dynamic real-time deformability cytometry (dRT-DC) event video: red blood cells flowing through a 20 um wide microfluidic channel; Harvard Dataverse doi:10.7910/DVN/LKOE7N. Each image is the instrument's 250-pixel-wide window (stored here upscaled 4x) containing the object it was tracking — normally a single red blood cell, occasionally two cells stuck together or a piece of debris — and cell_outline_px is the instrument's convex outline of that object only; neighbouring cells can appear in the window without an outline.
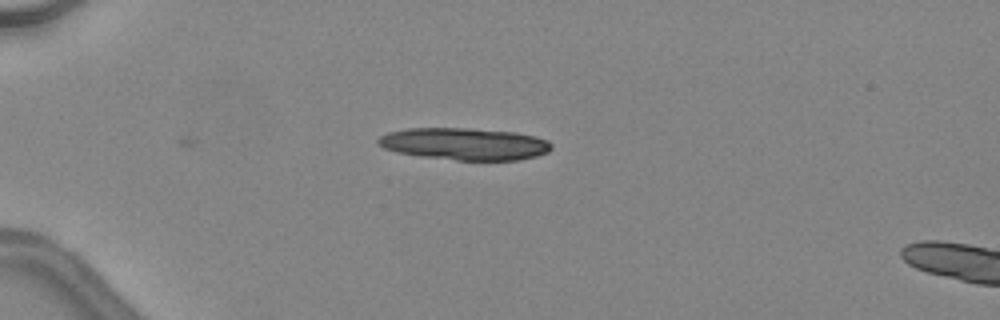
{"species": "common noctule bat (a hibernating species)", "species_latin": "Nyctalus noctula", "temperature_condition": "warm", "stored_images_in_passage": 10, "camera_frame_rate_fps": 3000, "um_per_image_px": 0.085, "animal": {"sex": "female", "body_mass_g": 24.6, "forearm_length_mm": 56.2}, "frame": {"image": 1, "passage_image": 1, "time_ms": 0.0, "image_size_px": [1000, 320], "cell_outline_px": [[552, 148], [548, 152], [536, 156], [520, 160], [456, 160], [420, 156], [396, 152], [384, 148], [376, 144], [376, 140], [380, 136], [388, 132], [408, 128], [472, 128], [516, 132], [536, 136], [548, 140], [552, 144]], "centroid_in_image_um": [39.49, 12.23], "position_along_channel_um": 45.5, "area_um2": 32.71}}